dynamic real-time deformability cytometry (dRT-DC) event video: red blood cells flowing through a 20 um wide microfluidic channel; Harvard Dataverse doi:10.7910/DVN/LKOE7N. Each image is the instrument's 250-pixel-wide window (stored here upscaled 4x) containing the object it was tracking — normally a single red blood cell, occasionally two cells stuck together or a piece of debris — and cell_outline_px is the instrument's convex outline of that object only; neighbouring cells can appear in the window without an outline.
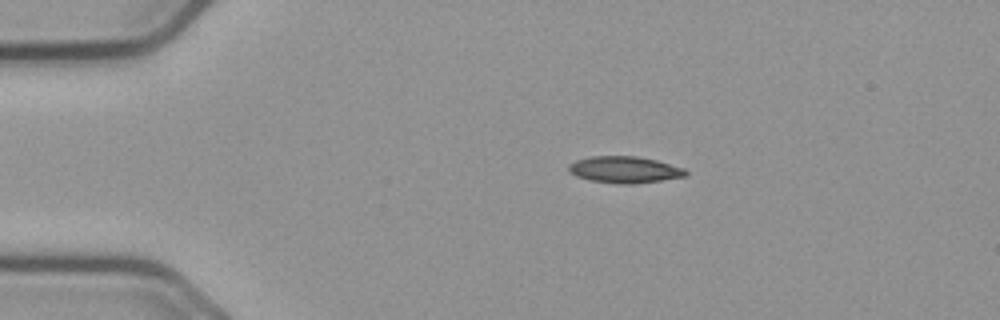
{"species": "common noctule bat (a hibernating species)", "species_latin": "Nyctalus noctula", "temperature_condition": "cold", "stored_images_in_passage": 47, "camera_frame_rate_fps": 3000, "um_per_image_px": 0.085, "animal": {"sex": "male", "body_mass_g": 23.1, "forearm_length_mm": 52.7}, "frame": {"image": 1, "passage_image": 2, "time_ms": 0.333, "image_size_px": [1000, 320], "cell_outline_px": [[688, 172], [684, 176], [660, 180], [632, 184], [620, 184], [592, 180], [576, 176], [568, 172], [568, 164], [576, 160], [588, 156], [636, 156], [656, 160], [684, 168]], "centroid_in_image_um": [53.04, 14.41], "position_along_channel_um": 32.0, "area_um2": 18.03}}
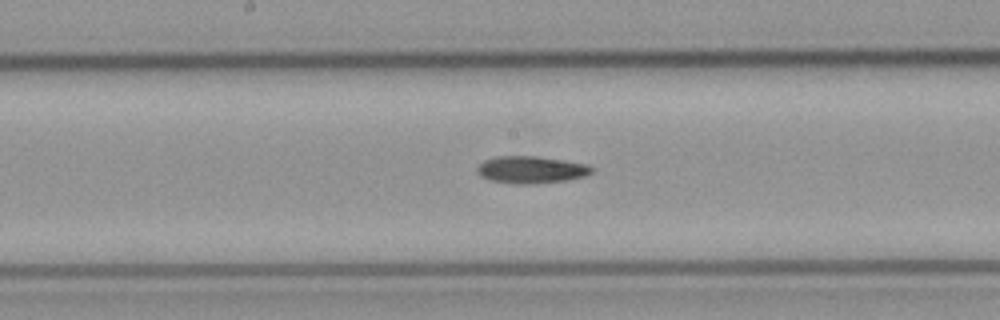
{"frame": {"image": 2, "passage_image": 20, "time_ms": 6.333, "image_size_px": [1000, 320], "cell_outline_px": [[592, 172], [584, 176], [564, 180], [536, 184], [520, 184], [492, 180], [480, 176], [476, 172], [476, 168], [484, 160], [496, 156], [536, 156], [564, 160], [588, 164], [592, 168]], "centroid_in_image_um": [45.12, 14.42], "position_along_channel_um": 203.1, "area_um2": 18.03}}
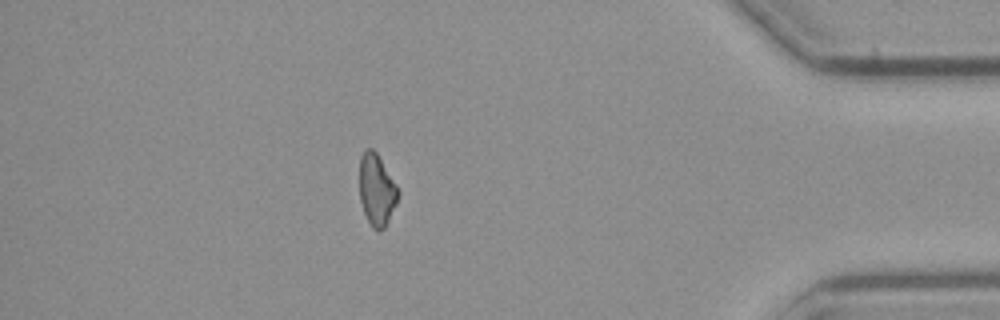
{"frame": {"image": 3, "passage_image": 40, "time_ms": 13.0, "image_size_px": [1000, 320], "cell_outline_px": [[400, 192], [396, 204], [384, 228], [380, 232], [372, 228], [364, 212], [360, 200], [360, 156], [364, 148], [372, 148], [376, 152], [396, 184]], "centroid_in_image_um": [32.01, 16.13], "position_along_channel_um": 403.2, "area_um2": 16.07}}